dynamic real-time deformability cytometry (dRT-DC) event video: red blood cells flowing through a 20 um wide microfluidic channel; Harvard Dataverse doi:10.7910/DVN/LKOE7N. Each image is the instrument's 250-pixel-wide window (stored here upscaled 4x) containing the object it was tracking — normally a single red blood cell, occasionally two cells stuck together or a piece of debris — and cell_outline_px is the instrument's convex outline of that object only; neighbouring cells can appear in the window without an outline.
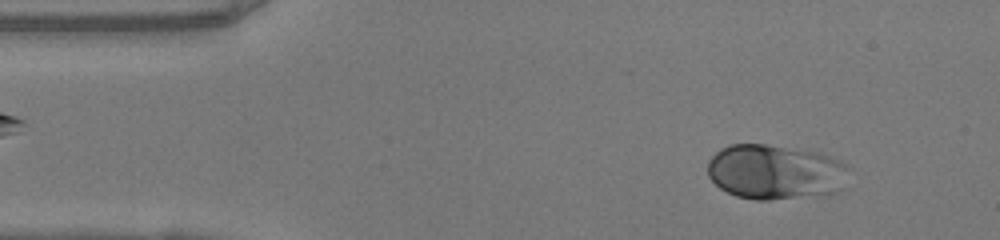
{"species": "human", "species_latin": "Homo sapiens", "temperature_condition": "warm", "stored_images_in_passage": 47, "camera_frame_rate_fps": 3000, "um_per_image_px": 0.085, "donor": {"sex": "female"}, "frame": {"image": 1, "passage_image": 4, "time_ms": 1.0, "image_size_px": [1000, 240], "cell_outline_px": [[848, 168], [840, 192], [832, 196], [768, 200], [756, 200], [736, 196], [720, 188], [708, 176], [708, 160], [720, 148], [728, 144], [764, 144], [816, 152], [840, 160]], "centroid_in_image_um": [65.91, 14.65], "position_along_channel_um": 19.1, "area_um2": 45.72}}
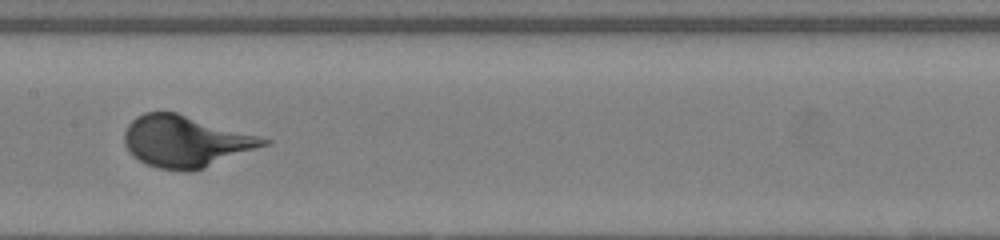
{"frame": {"image": 2, "passage_image": 22, "time_ms": 7.0, "image_size_px": [1000, 240], "cell_outline_px": [[272, 144], [204, 168], [192, 172], [180, 172], [156, 168], [132, 156], [128, 152], [124, 144], [124, 132], [128, 124], [136, 116], [144, 112], [176, 112], [272, 140]], "centroid_in_image_um": [15.77, 12.04], "position_along_channel_um": 191.6, "area_um2": 42.08}}
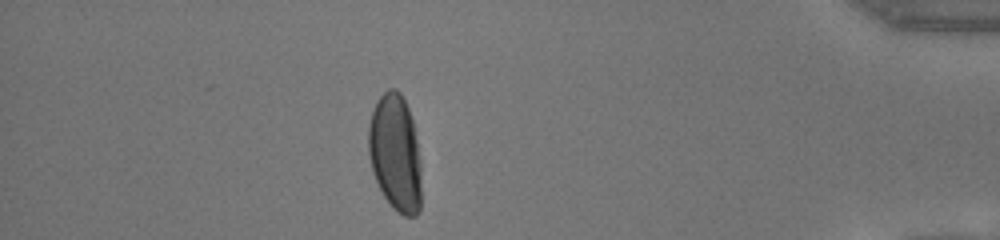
{"frame": {"image": 3, "passage_image": 41, "time_ms": 13.333, "image_size_px": [1000, 240], "cell_outline_px": [[420, 208], [416, 216], [404, 216], [396, 212], [392, 208], [384, 196], [372, 172], [368, 156], [368, 124], [376, 100], [388, 88], [396, 88], [400, 92], [408, 108], [412, 120], [420, 160]], "centroid_in_image_um": [33.57, 13.0], "position_along_channel_um": 401.6, "area_um2": 36.18}}